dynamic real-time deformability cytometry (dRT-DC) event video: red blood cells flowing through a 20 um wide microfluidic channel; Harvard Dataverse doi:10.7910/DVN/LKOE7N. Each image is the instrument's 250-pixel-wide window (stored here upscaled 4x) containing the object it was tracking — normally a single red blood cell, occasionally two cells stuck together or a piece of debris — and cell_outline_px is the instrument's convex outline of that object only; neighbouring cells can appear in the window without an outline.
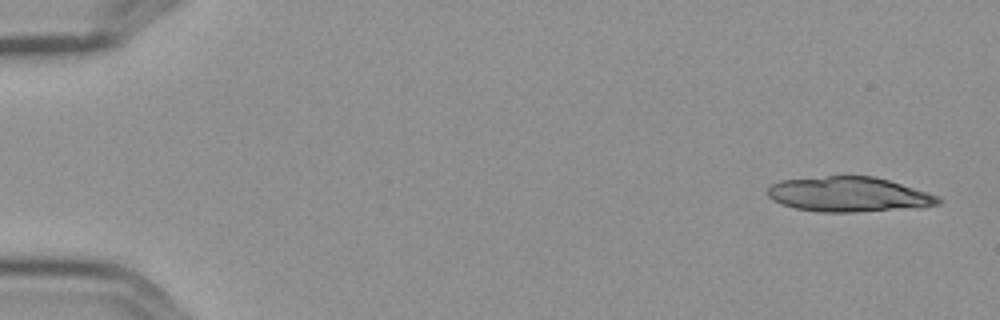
{"species": "Egyptian fruit bat (a non-hibernating species)", "species_latin": "Rousettus aegyptiacus", "temperature_condition": "cold", "stored_images_in_passage": 6, "camera_frame_rate_fps": 3000, "um_per_image_px": 0.085, "frame": {"image": 1, "passage_image": 1, "time_ms": 0.0, "image_size_px": [1000, 320], "cell_outline_px": [[940, 204], [924, 208], [856, 212], [820, 212], [796, 208], [784, 204], [768, 196], [768, 188], [772, 184], [780, 180], [828, 176], [872, 176], [888, 180], [940, 196]], "centroid_in_image_um": [72.22, 16.53], "position_along_channel_um": 12.8, "area_um2": 34.74}}